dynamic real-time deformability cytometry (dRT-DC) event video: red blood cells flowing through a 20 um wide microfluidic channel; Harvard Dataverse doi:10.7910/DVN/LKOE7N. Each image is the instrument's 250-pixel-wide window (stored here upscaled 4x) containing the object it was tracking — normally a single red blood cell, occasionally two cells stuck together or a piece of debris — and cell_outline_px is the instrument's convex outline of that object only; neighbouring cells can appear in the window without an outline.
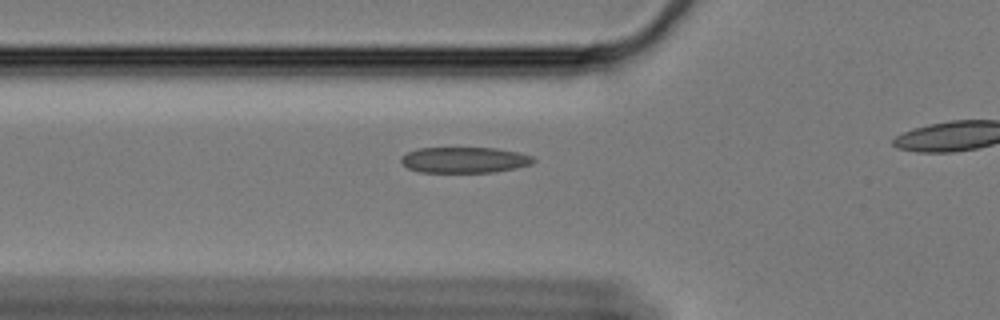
{"species": "Egyptian fruit bat (a non-hibernating species)", "species_latin": "Rousettus aegyptiacus", "temperature_condition": "cold", "stored_images_in_passage": 37, "camera_frame_rate_fps": 3000, "um_per_image_px": 0.085, "animal": {"sex": "female"}, "frame": {"image": 1, "passage_image": 9, "time_ms": 2.667, "image_size_px": [1000, 320], "cell_outline_px": [[536, 160], [532, 164], [516, 168], [496, 172], [420, 172], [408, 168], [400, 160], [400, 156], [408, 152], [420, 148], [496, 148], [520, 152], [532, 156]], "centroid_in_image_um": [39.51, 13.59], "position_along_channel_um": 86.3, "area_um2": 20.0}}
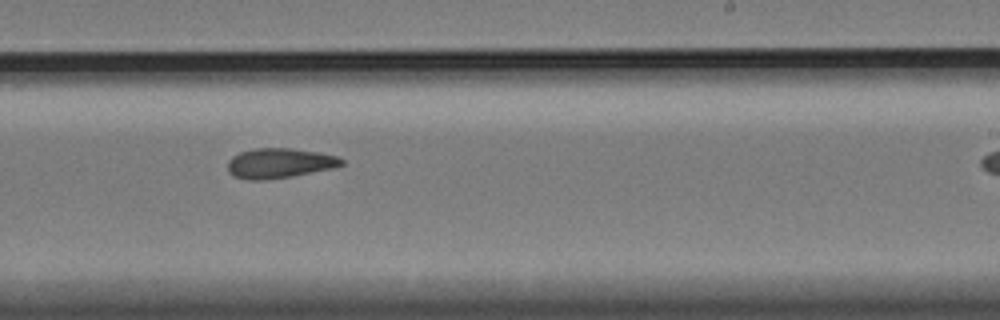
{"frame": {"image": 2, "passage_image": 25, "time_ms": 8.0, "image_size_px": [1000, 320], "cell_outline_px": [[344, 164], [332, 168], [292, 176], [264, 180], [248, 180], [232, 176], [228, 172], [228, 160], [232, 156], [240, 152], [256, 148], [292, 148], [320, 152], [336, 156], [344, 160]], "centroid_in_image_um": [23.73, 13.87], "position_along_channel_um": 265.3, "area_um2": 19.94}}
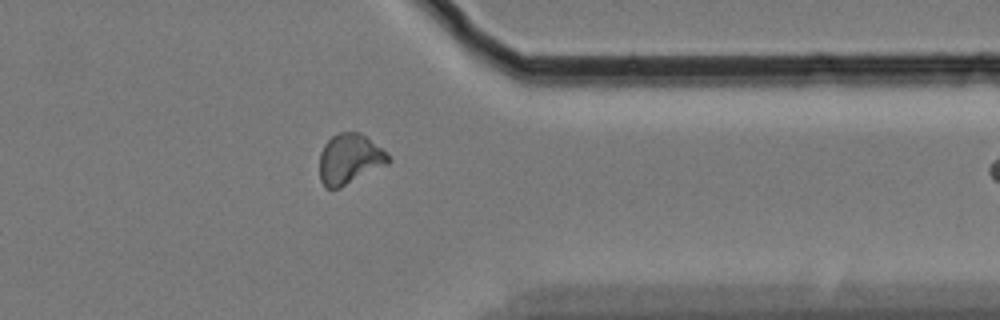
{"frame": {"image": 3, "passage_image": 36, "time_ms": 11.667, "image_size_px": [1000, 320], "cell_outline_px": [[392, 160], [388, 164], [340, 188], [324, 188], [320, 180], [320, 152], [324, 144], [332, 136], [340, 132], [360, 132], [380, 148]], "centroid_in_image_um": [29.69, 13.53], "position_along_channel_um": 381.7, "area_um2": 20.0}}